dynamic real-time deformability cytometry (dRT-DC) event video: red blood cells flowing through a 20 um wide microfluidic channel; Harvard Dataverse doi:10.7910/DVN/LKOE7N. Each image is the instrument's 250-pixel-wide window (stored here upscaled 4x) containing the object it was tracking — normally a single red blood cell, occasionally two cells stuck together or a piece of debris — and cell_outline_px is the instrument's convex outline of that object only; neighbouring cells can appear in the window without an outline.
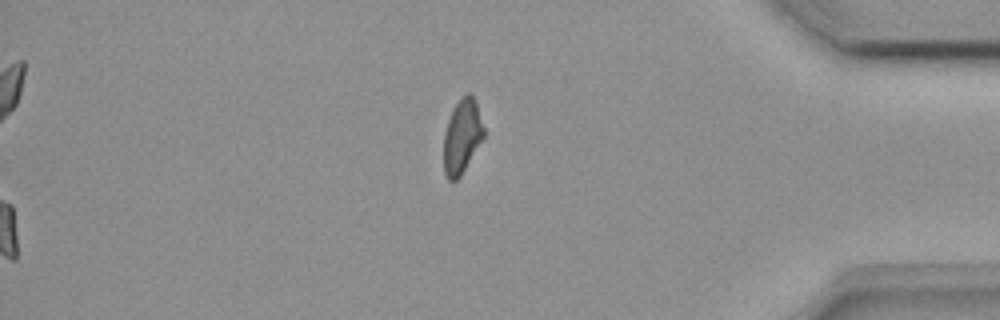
{"species": "common noctule bat (a hibernating species)", "species_latin": "Nyctalus noctula", "temperature_condition": "room temperature", "stored_images_in_passage": 49, "camera_frame_rate_fps": 3000, "um_per_image_px": 0.085, "animal": {"sex": "female", "body_mass_g": 18.4}, "frame": {"image": 1, "passage_image": 49, "time_ms": 16.0, "image_size_px": [1000, 320], "cell_outline_px": [[484, 136], [460, 176], [456, 180], [448, 180], [444, 172], [444, 132], [452, 108], [468, 92], [476, 100], [484, 128]], "centroid_in_image_um": [39.26, 11.58], "position_along_channel_um": 395.9, "area_um2": 17.05}}